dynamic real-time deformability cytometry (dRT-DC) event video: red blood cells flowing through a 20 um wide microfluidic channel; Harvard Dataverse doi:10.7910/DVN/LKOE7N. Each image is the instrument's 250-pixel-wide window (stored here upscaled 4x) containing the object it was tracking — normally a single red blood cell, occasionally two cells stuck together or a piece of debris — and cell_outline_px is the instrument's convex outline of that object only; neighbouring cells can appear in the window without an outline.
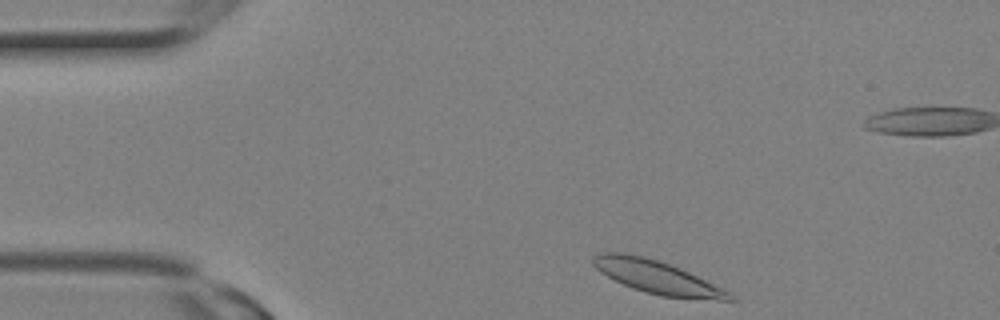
{"species": "Egyptian fruit bat (a non-hibernating species)", "species_latin": "Rousettus aegyptiacus", "temperature_condition": "room temperature", "stored_images_in_passage": 6, "camera_frame_rate_fps": 3000, "um_per_image_px": 0.085, "animal": {"sex": "female"}, "frame": {"image": 1, "passage_image": 1, "time_ms": 0.0, "image_size_px": [1000, 320], "cell_outline_px": [[736, 300], [720, 300], [660, 296], [644, 292], [632, 288], [600, 272], [592, 264], [592, 256], [600, 252], [624, 252], [644, 256], [660, 260], [680, 268], [732, 292], [736, 296]], "centroid_in_image_um": [55.87, 23.55], "position_along_channel_um": 29.1, "area_um2": 26.47}}
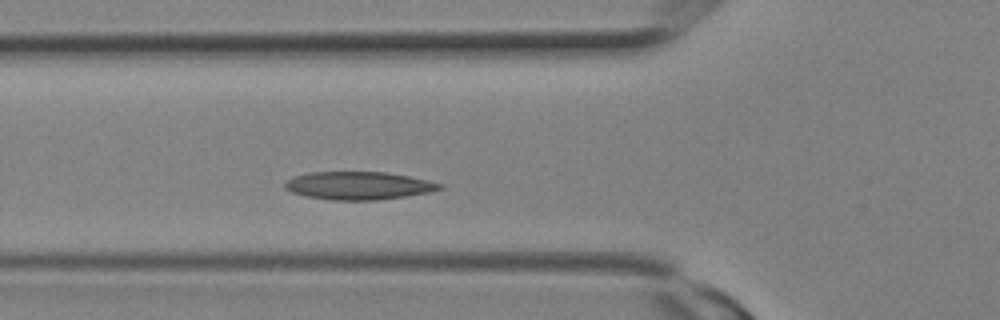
{"frame": {"image": 2, "passage_image": 6, "time_ms": 1.667, "image_size_px": [1000, 320], "cell_outline_px": [[444, 188], [432, 192], [376, 200], [328, 200], [304, 196], [292, 192], [284, 188], [284, 184], [292, 176], [312, 172], [388, 172], [428, 180], [444, 184]], "centroid_in_image_um": [30.49, 15.78], "position_along_channel_um": 95.3, "area_um2": 25.37}}